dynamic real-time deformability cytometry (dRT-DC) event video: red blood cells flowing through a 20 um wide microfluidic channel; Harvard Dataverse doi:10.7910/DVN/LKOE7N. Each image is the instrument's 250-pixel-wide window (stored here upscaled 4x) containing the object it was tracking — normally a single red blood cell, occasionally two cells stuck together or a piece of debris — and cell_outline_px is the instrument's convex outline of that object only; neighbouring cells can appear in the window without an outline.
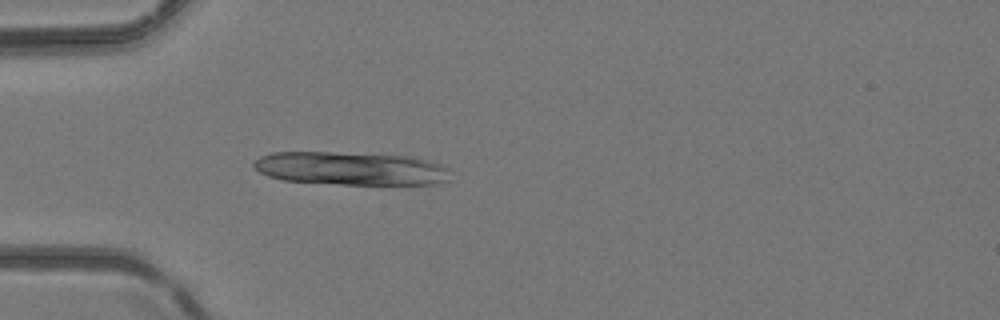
{"species": "common noctule bat (a hibernating species)", "species_latin": "Nyctalus noctula", "temperature_condition": "room temperature", "stored_images_in_passage": 4, "camera_frame_rate_fps": 3000, "um_per_image_px": 0.085, "animal": {"sex": "female", "body_mass_g": 24.6, "forearm_length_mm": 56.2}, "frame": {"image": 1, "passage_image": 4, "time_ms": 1.0, "image_size_px": [1000, 320], "cell_outline_px": [[448, 180], [436, 184], [340, 184], [284, 180], [268, 176], [260, 172], [252, 164], [260, 156], [272, 152], [328, 152], [416, 156], [440, 164], [448, 168]], "centroid_in_image_um": [29.83, 14.31], "position_along_channel_um": 55.2, "area_um2": 38.03}}